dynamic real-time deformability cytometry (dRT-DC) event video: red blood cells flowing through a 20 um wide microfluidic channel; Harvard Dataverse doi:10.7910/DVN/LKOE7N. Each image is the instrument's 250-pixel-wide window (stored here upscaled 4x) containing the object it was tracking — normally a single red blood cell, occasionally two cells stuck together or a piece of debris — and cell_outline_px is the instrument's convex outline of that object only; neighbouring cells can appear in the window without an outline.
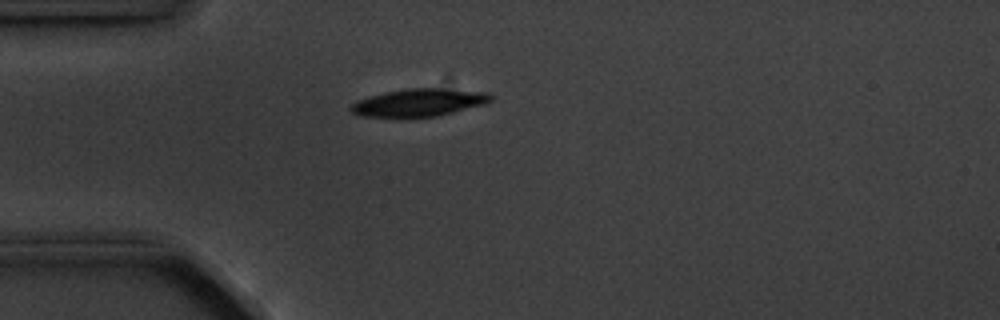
{"species": "common noctule bat (a hibernating species)", "species_latin": "Nyctalus noctula", "temperature_condition": "cold", "stored_images_in_passage": 1, "camera_frame_rate_fps": 3000, "um_per_image_px": 0.085, "animal": {"sex": "male", "body_mass_g": 20.1, "forearm_length_mm": 53.5}, "frame": {"image": 1, "passage_image": 1, "time_ms": 0.0, "image_size_px": [1000, 320], "cell_outline_px": [[492, 100], [488, 104], [436, 116], [360, 116], [352, 112], [348, 108], [352, 104], [368, 96], [384, 92], [408, 88], [440, 88], [488, 92], [492, 96]], "centroid_in_image_um": [35.66, 8.7], "position_along_channel_um": 49.3, "area_um2": 22.37}}